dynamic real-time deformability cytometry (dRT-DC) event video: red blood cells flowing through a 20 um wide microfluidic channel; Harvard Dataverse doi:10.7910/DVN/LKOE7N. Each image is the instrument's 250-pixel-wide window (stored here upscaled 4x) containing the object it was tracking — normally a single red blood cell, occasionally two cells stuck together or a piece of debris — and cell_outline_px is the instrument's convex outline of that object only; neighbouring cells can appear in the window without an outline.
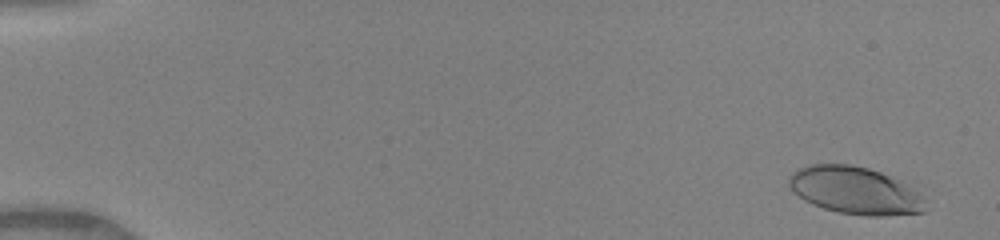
{"species": "human", "species_latin": "Homo sapiens", "temperature_condition": "warm", "stored_images_in_passage": 7, "camera_frame_rate_fps": 3000, "um_per_image_px": 0.085, "donor": {"sex": "female"}, "frame": {"image": 1, "passage_image": 2, "time_ms": 0.333, "image_size_px": [1000, 240], "cell_outline_px": [[924, 212], [884, 216], [864, 216], [836, 212], [812, 204], [804, 200], [788, 184], [788, 176], [792, 172], [808, 164], [852, 164], [916, 180], [924, 196]], "centroid_in_image_um": [72.85, 16.16], "position_along_channel_um": 12.2, "area_um2": 39.3}}
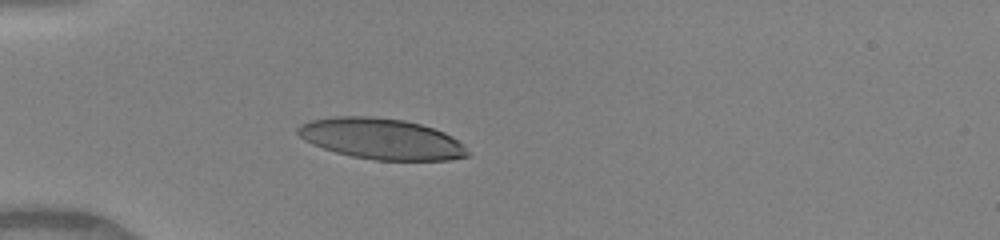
{"frame": {"image": 2, "passage_image": 7, "time_ms": 2.0, "image_size_px": [1000, 240], "cell_outline_px": [[468, 156], [448, 160], [376, 160], [352, 156], [336, 152], [312, 144], [304, 140], [296, 132], [296, 128], [300, 124], [312, 120], [332, 116], [372, 116], [404, 120], [420, 124], [444, 132], [452, 136], [464, 144], [468, 152]], "centroid_in_image_um": [32.41, 11.79], "position_along_channel_um": 52.6, "area_um2": 40.46}}